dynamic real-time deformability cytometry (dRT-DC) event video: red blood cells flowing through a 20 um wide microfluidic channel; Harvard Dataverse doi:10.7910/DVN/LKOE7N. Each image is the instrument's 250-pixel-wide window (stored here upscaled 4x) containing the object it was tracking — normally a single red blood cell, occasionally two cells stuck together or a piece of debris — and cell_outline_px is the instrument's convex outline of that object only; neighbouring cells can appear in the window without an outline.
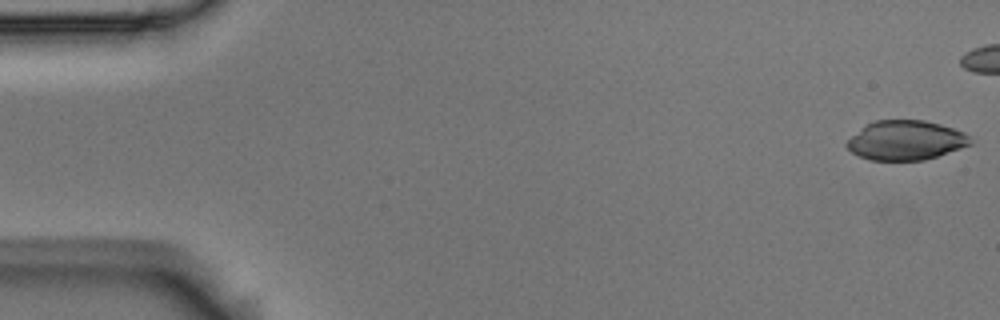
{"species": "Egyptian fruit bat (a non-hibernating species)", "species_latin": "Rousettus aegyptiacus", "temperature_condition": "room temperature", "stored_images_in_passage": 45, "camera_frame_rate_fps": 3000, "um_per_image_px": 0.085, "animal": {"sex": "male"}, "frame": {"image": 1, "passage_image": 1, "time_ms": 0.0, "image_size_px": [1000, 320], "cell_outline_px": [[972, 144], [924, 160], [872, 160], [860, 156], [852, 152], [844, 144], [864, 124], [876, 120], [924, 120], [940, 124], [964, 132], [972, 140]], "centroid_in_image_um": [76.97, 11.91], "position_along_channel_um": 8.0, "area_um2": 28.26}}
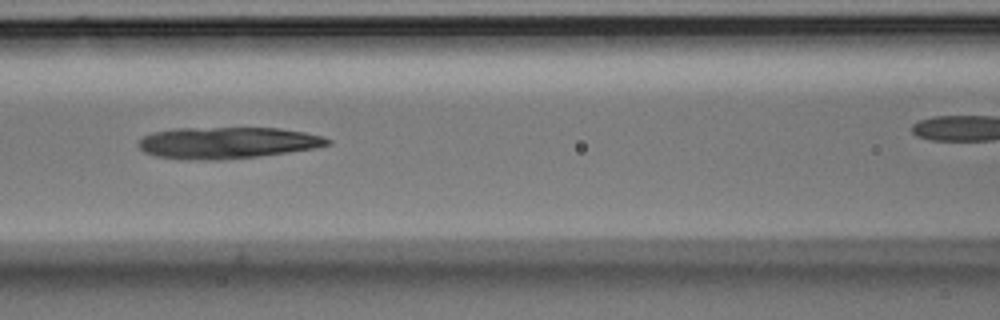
{"frame": {"image": 2, "passage_image": 24, "time_ms": 7.667, "image_size_px": [1000, 320], "cell_outline_px": [[332, 144], [316, 148], [260, 156], [224, 160], [184, 160], [156, 156], [144, 152], [140, 148], [140, 140], [144, 136], [152, 132], [176, 128], [280, 128], [304, 132], [324, 136], [332, 140]], "centroid_in_image_um": [19.36, 12.14], "position_along_channel_um": 147.2, "area_um2": 35.03}}
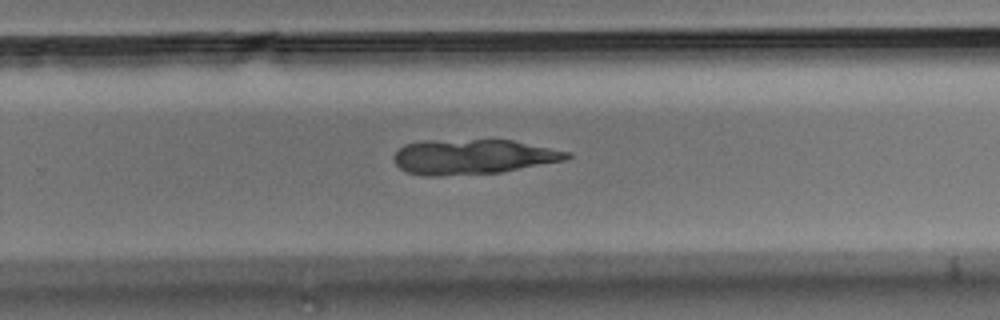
{"frame": {"image": 3, "passage_image": 36, "time_ms": 11.667, "image_size_px": [1000, 320], "cell_outline_px": [[572, 156], [568, 160], [500, 172], [436, 176], [424, 176], [408, 172], [400, 168], [396, 164], [392, 156], [404, 144], [424, 140], [512, 140], [568, 152]], "centroid_in_image_um": [40.18, 13.32], "position_along_channel_um": 289.6, "area_um2": 35.14}}